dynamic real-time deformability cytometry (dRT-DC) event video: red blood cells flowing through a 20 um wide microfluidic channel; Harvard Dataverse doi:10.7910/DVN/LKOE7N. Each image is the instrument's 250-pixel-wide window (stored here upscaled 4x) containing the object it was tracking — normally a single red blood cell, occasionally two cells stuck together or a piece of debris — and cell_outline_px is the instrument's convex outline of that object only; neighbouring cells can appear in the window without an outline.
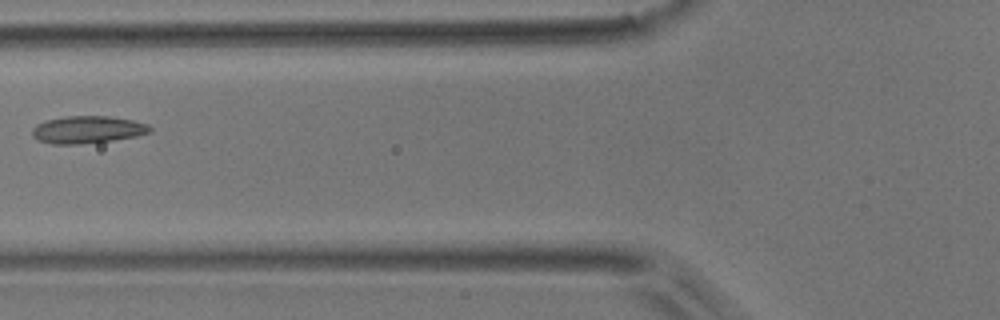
{"species": "common noctule bat (a hibernating species)", "species_latin": "Nyctalus noctula", "temperature_condition": "room temperature", "stored_images_in_passage": 6, "camera_frame_rate_fps": 3000, "um_per_image_px": 0.085, "animal": {"sex": "male", "body_mass_g": 17.9}, "frame": {"image": 1, "passage_image": 6, "time_ms": 6.667, "image_size_px": [1000, 320], "cell_outline_px": [[152, 132], [136, 136], [112, 140], [80, 144], [52, 144], [36, 140], [32, 136], [32, 128], [36, 124], [48, 120], [64, 116], [108, 116], [132, 120], [148, 124], [152, 128]], "centroid_in_image_um": [7.42, 11.02], "position_along_channel_um": 118.4, "area_um2": 18.84}}